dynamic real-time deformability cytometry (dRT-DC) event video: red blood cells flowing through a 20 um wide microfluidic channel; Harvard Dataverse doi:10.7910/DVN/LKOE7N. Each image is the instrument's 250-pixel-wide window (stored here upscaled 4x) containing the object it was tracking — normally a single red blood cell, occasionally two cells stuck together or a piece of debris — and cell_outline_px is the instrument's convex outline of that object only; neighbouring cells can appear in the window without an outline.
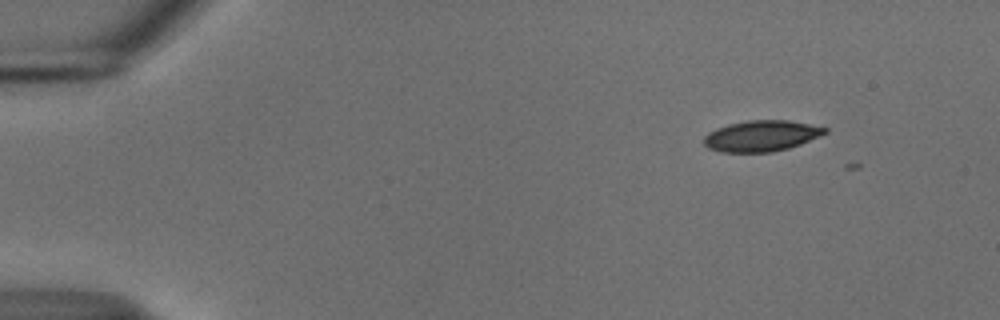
{"species": "common noctule bat (a hibernating species)", "species_latin": "Nyctalus noctula", "temperature_condition": "cold", "stored_images_in_passage": 5, "camera_frame_rate_fps": 3000, "um_per_image_px": 0.085, "animal": {"sex": "male", "body_mass_g": 18.8}, "frame": {"image": 1, "passage_image": 2, "time_ms": 0.333, "image_size_px": [1000, 320], "cell_outline_px": [[828, 132], [800, 144], [788, 148], [772, 152], [720, 152], [708, 148], [704, 144], [704, 136], [708, 132], [716, 128], [728, 124], [748, 120], [788, 120], [828, 128]], "centroid_in_image_um": [64.69, 11.55], "position_along_channel_um": 20.3, "area_um2": 21.79}}